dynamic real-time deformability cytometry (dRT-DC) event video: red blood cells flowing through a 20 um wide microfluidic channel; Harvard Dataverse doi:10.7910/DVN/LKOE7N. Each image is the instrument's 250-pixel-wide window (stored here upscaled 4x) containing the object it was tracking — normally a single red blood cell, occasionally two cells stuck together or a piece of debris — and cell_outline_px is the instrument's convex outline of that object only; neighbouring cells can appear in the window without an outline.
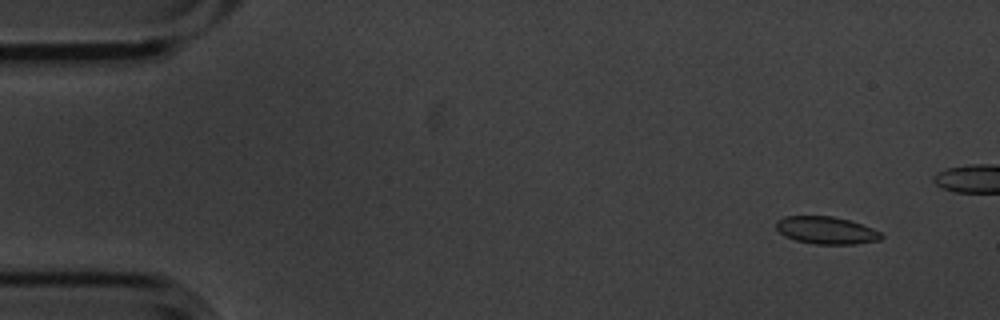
{"species": "common noctule bat (a hibernating species)", "species_latin": "Nyctalus noctula", "temperature_condition": "cold", "stored_images_in_passage": 6, "camera_frame_rate_fps": 3000, "um_per_image_px": 0.085, "animal": {"sex": "male", "body_mass_g": 20.1, "forearm_length_mm": 53.5}, "frame": {"image": 1, "passage_image": 1, "time_ms": 0.0, "image_size_px": [1000, 320], "cell_outline_px": [[884, 236], [880, 240], [856, 244], [816, 244], [796, 240], [784, 236], [776, 228], [776, 220], [784, 216], [832, 216], [848, 220], [872, 228], [880, 232]], "centroid_in_image_um": [70.22, 19.58], "position_along_channel_um": 14.8, "area_um2": 16.76}}
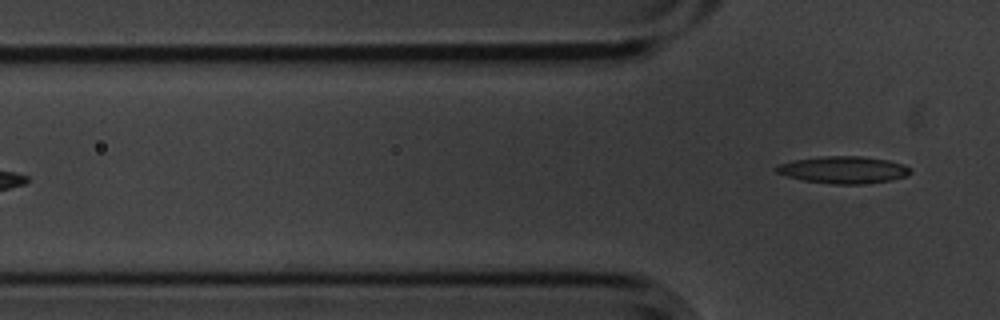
{"frame": {"image": 2, "passage_image": 6, "time_ms": 1.667, "image_size_px": [1000, 320], "cell_outline_px": [[912, 172], [908, 176], [892, 180], [864, 184], [832, 184], [804, 180], [788, 176], [776, 172], [772, 168], [780, 164], [796, 160], [820, 156], [860, 156], [888, 160], [904, 164], [912, 168]], "centroid_in_image_um": [71.75, 14.44], "position_along_channel_um": 54.0, "area_um2": 21.27}}